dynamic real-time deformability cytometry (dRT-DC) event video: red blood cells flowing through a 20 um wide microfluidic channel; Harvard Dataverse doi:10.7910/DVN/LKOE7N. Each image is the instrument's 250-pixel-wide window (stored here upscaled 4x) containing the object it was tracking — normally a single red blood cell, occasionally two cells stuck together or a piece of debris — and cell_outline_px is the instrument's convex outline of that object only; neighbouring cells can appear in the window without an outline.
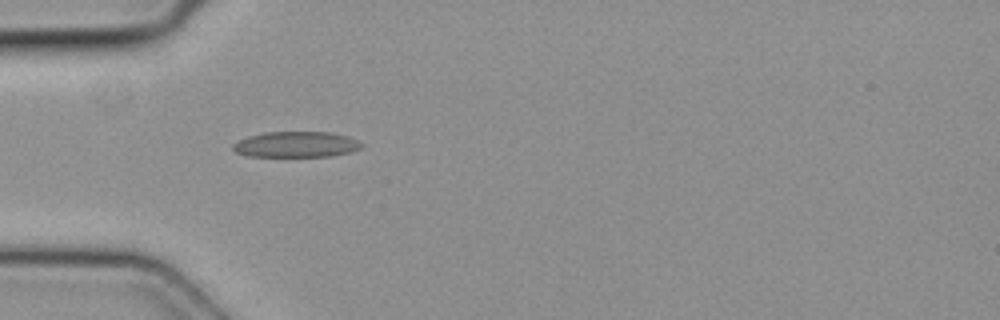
{"species": "common noctule bat (a hibernating species)", "species_latin": "Nyctalus noctula", "temperature_condition": "cold", "stored_images_in_passage": 4, "camera_frame_rate_fps": 3000, "um_per_image_px": 0.085, "animal": {"sex": "female", "body_mass_g": 19.3, "forearm_length_mm": 54.1}, "frame": {"image": 1, "passage_image": 3, "time_ms": 0.667, "image_size_px": [1000, 320], "cell_outline_px": [[364, 144], [360, 148], [352, 152], [332, 156], [248, 156], [236, 152], [232, 148], [232, 144], [248, 136], [264, 132], [332, 132], [348, 136]], "centroid_in_image_um": [25.19, 12.27], "position_along_channel_um": 59.8, "area_um2": 19.31}}
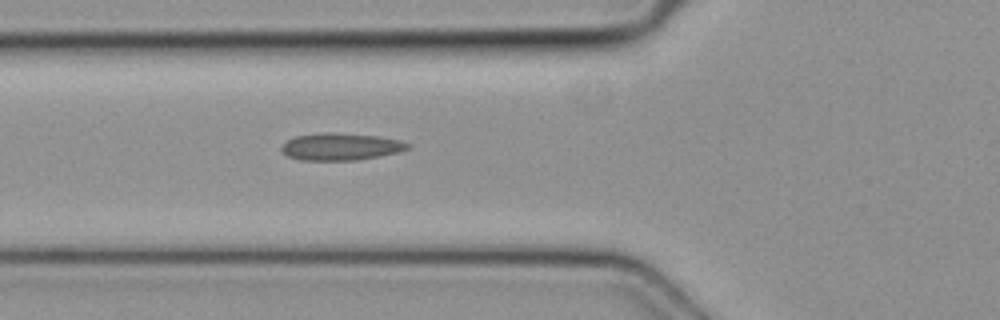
{"frame": {"image": 2, "passage_image": 4, "time_ms": 1.0, "image_size_px": [1000, 320], "cell_outline_px": [[412, 144], [408, 148], [400, 152], [356, 160], [300, 160], [288, 156], [280, 148], [288, 140], [296, 136], [324, 132], [332, 132], [380, 136], [400, 140]], "centroid_in_image_um": [29.0, 12.46], "position_along_channel_um": 96.8, "area_um2": 19.94}}